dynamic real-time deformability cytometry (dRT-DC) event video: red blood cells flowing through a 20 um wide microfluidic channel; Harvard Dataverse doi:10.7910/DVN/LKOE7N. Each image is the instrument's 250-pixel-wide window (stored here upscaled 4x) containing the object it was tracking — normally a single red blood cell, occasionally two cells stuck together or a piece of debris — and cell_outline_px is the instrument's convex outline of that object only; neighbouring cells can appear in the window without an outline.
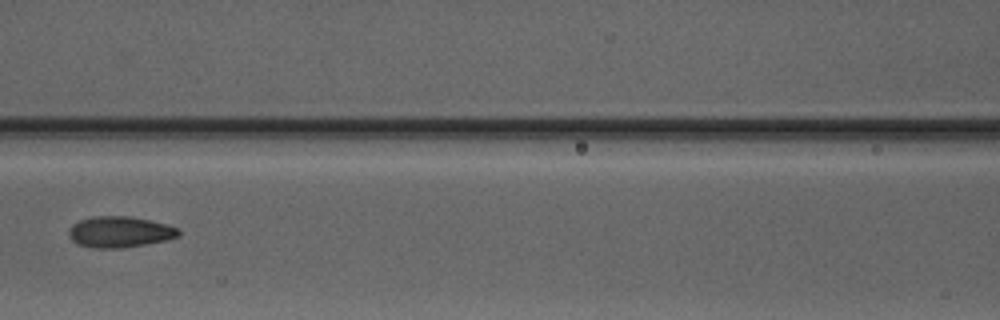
{"species": "Egyptian fruit bat (a non-hibernating species)", "species_latin": "Rousettus aegyptiacus", "temperature_condition": "warm", "stored_images_in_passage": 7, "camera_frame_rate_fps": 3000, "um_per_image_px": 0.085, "animal": {"sex": "male"}, "frame": {"image": 1, "passage_image": 7, "time_ms": 7.667, "image_size_px": [1000, 320], "cell_outline_px": [[180, 236], [168, 240], [120, 248], [92, 248], [76, 244], [68, 236], [68, 232], [72, 224], [80, 220], [92, 216], [128, 216], [168, 224], [176, 228], [180, 232]], "centroid_in_image_um": [10.15, 19.72], "position_along_channel_um": 156.4, "area_um2": 19.94}}